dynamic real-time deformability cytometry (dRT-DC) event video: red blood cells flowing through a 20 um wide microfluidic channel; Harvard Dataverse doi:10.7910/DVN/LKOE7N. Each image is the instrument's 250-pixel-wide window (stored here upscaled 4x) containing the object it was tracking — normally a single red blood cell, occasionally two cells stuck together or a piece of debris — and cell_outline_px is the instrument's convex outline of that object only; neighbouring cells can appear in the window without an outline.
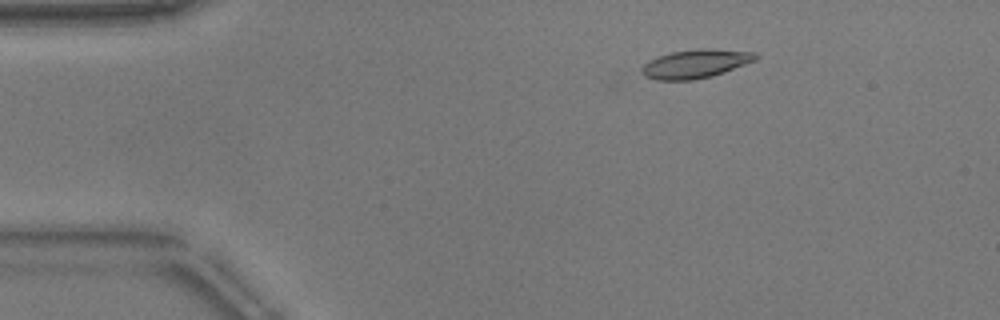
{"species": "common noctule bat (a hibernating species)", "species_latin": "Nyctalus noctula", "temperature_condition": "warm", "stored_images_in_passage": 45, "camera_frame_rate_fps": 3000, "um_per_image_px": 0.085, "animal": {"sex": "male", "body_mass_g": 17.9}, "frame": {"image": 1, "passage_image": 1, "time_ms": 0.0, "image_size_px": [1000, 320], "cell_outline_px": [[760, 56], [756, 60], [724, 72], [712, 76], [692, 80], [656, 80], [644, 76], [640, 72], [640, 68], [648, 60], [672, 52], [700, 48], [708, 48], [756, 52]], "centroid_in_image_um": [59.12, 5.42], "position_along_channel_um": 25.9, "area_um2": 19.13}}
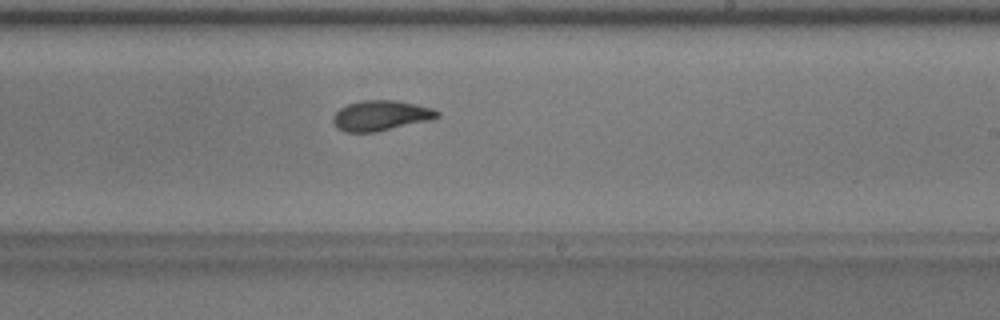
{"frame": {"image": 2, "passage_image": 24, "time_ms": 7.667, "image_size_px": [1000, 320], "cell_outline_px": [[440, 116], [432, 120], [376, 132], [344, 132], [336, 128], [332, 120], [332, 116], [340, 108], [348, 104], [360, 100], [396, 100], [432, 108], [440, 112]], "centroid_in_image_um": [32.36, 9.83], "position_along_channel_um": 256.6, "area_um2": 18.55}}
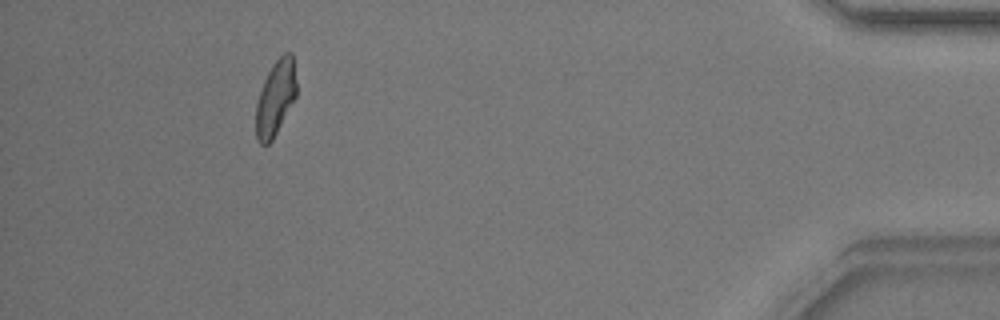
{"frame": {"image": 3, "passage_image": 41, "time_ms": 13.333, "image_size_px": [1000, 320], "cell_outline_px": [[296, 96], [272, 140], [268, 144], [260, 144], [256, 140], [256, 104], [264, 80], [272, 64], [284, 52], [292, 52], [296, 84]], "centroid_in_image_um": [23.41, 8.32], "position_along_channel_um": 411.8, "area_um2": 17.51}, "authors_computed_cell_mechanics": {"area_um2": 18.3804, "velocity_mm_per_s": 3.8177, "shape_relaxation_time_tau1_ms": 3.9359, "shape_relaxation_time_tau2_ms": 1.5968, "deformation_change_tau1": 0.1597, "deformation_change_tau2": 0.0834}}